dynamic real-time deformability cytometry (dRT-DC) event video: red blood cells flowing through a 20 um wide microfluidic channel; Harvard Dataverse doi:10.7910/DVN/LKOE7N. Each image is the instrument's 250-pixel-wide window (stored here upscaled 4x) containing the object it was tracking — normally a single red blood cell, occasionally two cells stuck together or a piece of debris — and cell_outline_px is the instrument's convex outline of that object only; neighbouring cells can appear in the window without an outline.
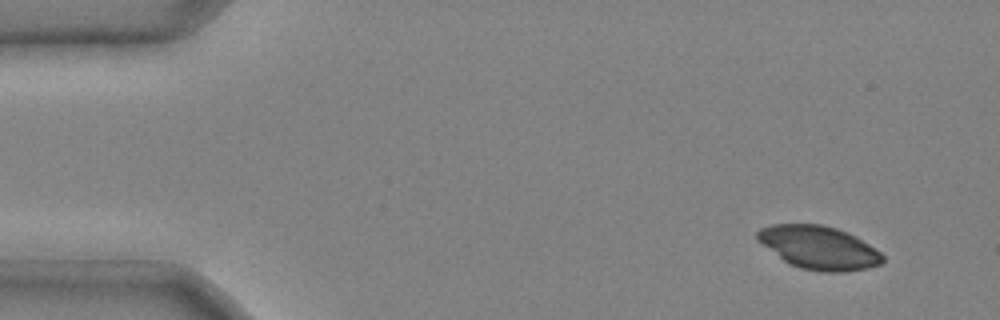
{"species": "common noctule bat (a hibernating species)", "species_latin": "Nyctalus noctula", "temperature_condition": "cold", "stored_images_in_passage": 3, "camera_frame_rate_fps": 3000, "um_per_image_px": 0.085, "animal": {"sex": "male", "body_mass_g": 20.4}, "frame": {"image": 1, "passage_image": 1, "time_ms": 0.0, "image_size_px": [1000, 320], "cell_outline_px": [[884, 260], [880, 264], [868, 268], [844, 272], [824, 272], [800, 268], [784, 260], [756, 240], [756, 232], [760, 228], [772, 224], [820, 224], [836, 228], [848, 232], [856, 236], [880, 252], [884, 256]], "centroid_in_image_um": [69.6, 21.04], "position_along_channel_um": 15.4, "area_um2": 31.5}}